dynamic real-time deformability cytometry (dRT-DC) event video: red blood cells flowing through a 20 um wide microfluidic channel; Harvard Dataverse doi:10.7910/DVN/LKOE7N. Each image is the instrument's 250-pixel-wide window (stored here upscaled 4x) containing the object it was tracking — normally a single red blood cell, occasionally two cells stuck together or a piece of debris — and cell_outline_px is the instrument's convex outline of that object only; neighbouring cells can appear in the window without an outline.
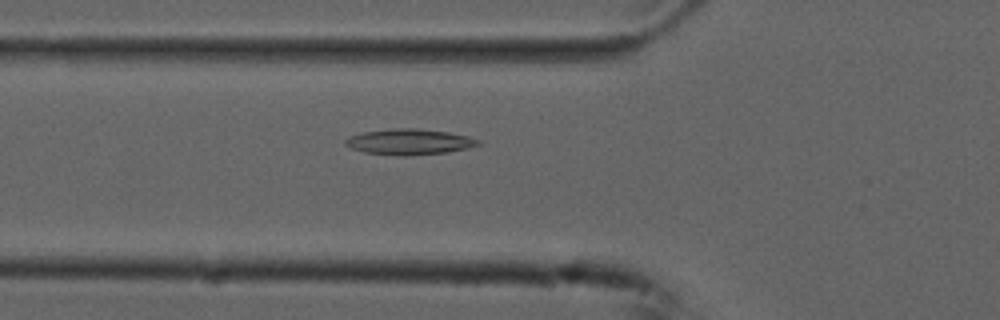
{"species": "common noctule bat (a hibernating species)", "species_latin": "Nyctalus noctula", "temperature_condition": "cold", "stored_images_in_passage": 45, "camera_frame_rate_fps": 3000, "um_per_image_px": 0.085, "animal": {"sex": "male", "forearm_length_mm": 52.5}, "frame": {"image": 1, "passage_image": 10, "time_ms": 3.0, "image_size_px": [1000, 320], "cell_outline_px": [[480, 144], [468, 148], [444, 152], [404, 156], [396, 156], [364, 152], [352, 148], [344, 144], [344, 140], [348, 136], [364, 132], [392, 128], [412, 128], [448, 132], [468, 136], [480, 140]], "centroid_in_image_um": [34.75, 12.05], "position_along_channel_um": 91.0, "area_um2": 19.83}}
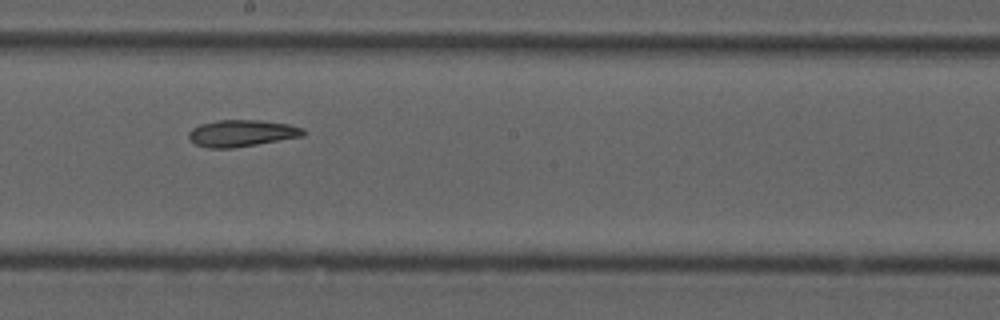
{"frame": {"image": 2, "passage_image": 21, "time_ms": 6.667, "image_size_px": [1000, 320], "cell_outline_px": [[308, 132], [304, 136], [232, 148], [208, 148], [196, 144], [188, 136], [188, 132], [192, 128], [200, 124], [216, 120], [260, 120], [288, 124], [304, 128]], "centroid_in_image_um": [20.57, 11.31], "position_along_channel_um": 227.6, "area_um2": 17.86}}
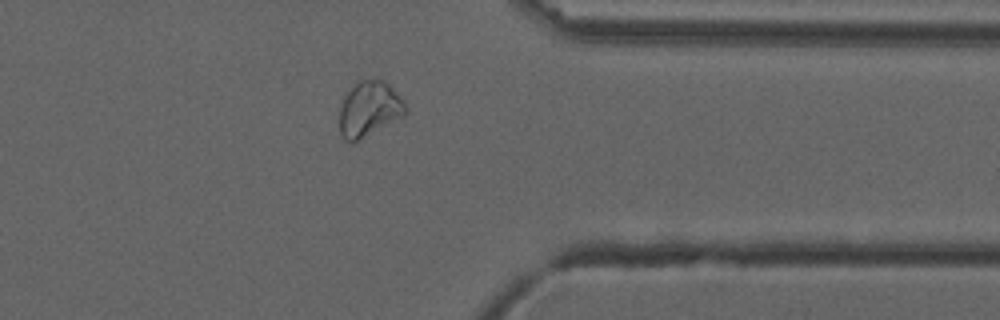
{"frame": {"image": 3, "passage_image": 34, "time_ms": 11.0, "image_size_px": [1000, 320], "cell_outline_px": [[408, 112], [352, 144], [344, 140], [340, 132], [340, 108], [344, 96], [360, 80], [384, 80], [396, 92], [408, 108]], "centroid_in_image_um": [31.36, 9.28], "position_along_channel_um": 380.0, "area_um2": 20.81}, "authors_computed_cell_mechanics": {"area_um2": 19.1896, "velocity_mm_per_s": 3.7172, "shape_relaxation_time_tau1_ms": null, "shape_relaxation_time_tau2_ms": 7.5607, "deformation_change_tau1": null, "deformation_change_tau2": 0.1481}}